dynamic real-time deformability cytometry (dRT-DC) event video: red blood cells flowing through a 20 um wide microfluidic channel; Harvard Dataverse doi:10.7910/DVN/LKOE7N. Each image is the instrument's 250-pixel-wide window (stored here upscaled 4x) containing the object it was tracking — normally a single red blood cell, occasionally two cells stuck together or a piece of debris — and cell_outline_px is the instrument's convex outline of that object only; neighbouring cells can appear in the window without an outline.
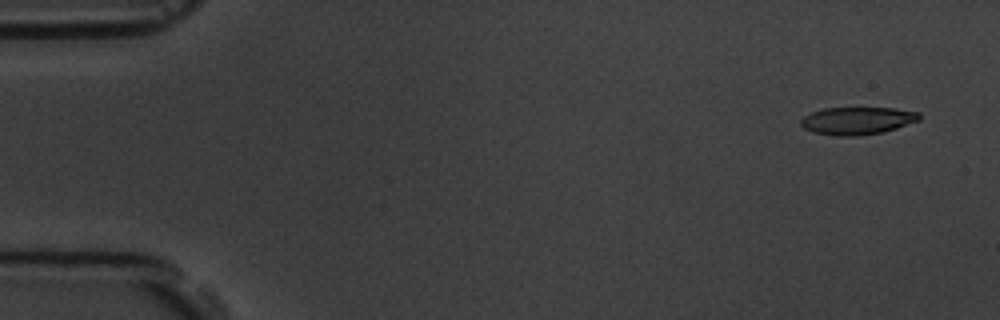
{"species": "common noctule bat (a hibernating species)", "species_latin": "Nyctalus noctula", "temperature_condition": "room temperature", "stored_images_in_passage": 4, "camera_frame_rate_fps": 3000, "um_per_image_px": 0.085, "animal": {"sex": "male", "body_mass_g": 19.5, "forearm_length_mm": 54.6}, "frame": {"image": 1, "passage_image": 1, "time_ms": 0.0, "image_size_px": [1000, 320], "cell_outline_px": [[920, 120], [884, 132], [856, 136], [836, 136], [812, 132], [804, 128], [800, 124], [800, 120], [804, 116], [812, 112], [824, 108], [892, 108], [920, 112]], "centroid_in_image_um": [72.86, 10.26], "position_along_channel_um": 12.1, "area_um2": 19.07}}
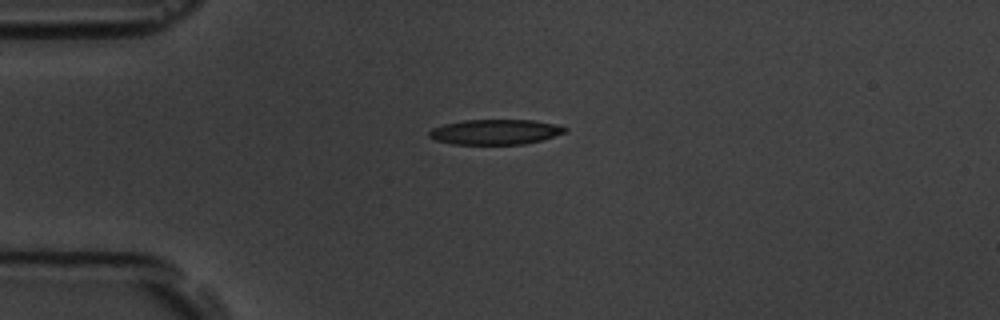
{"frame": {"image": 2, "passage_image": 4, "time_ms": 3.667, "image_size_px": [1000, 320], "cell_outline_px": [[568, 132], [540, 140], [524, 144], [452, 144], [436, 140], [428, 136], [428, 132], [432, 128], [444, 124], [464, 120], [532, 120], [556, 124], [568, 128]], "centroid_in_image_um": [42.1, 11.21], "position_along_channel_um": 42.9, "area_um2": 19.88}}